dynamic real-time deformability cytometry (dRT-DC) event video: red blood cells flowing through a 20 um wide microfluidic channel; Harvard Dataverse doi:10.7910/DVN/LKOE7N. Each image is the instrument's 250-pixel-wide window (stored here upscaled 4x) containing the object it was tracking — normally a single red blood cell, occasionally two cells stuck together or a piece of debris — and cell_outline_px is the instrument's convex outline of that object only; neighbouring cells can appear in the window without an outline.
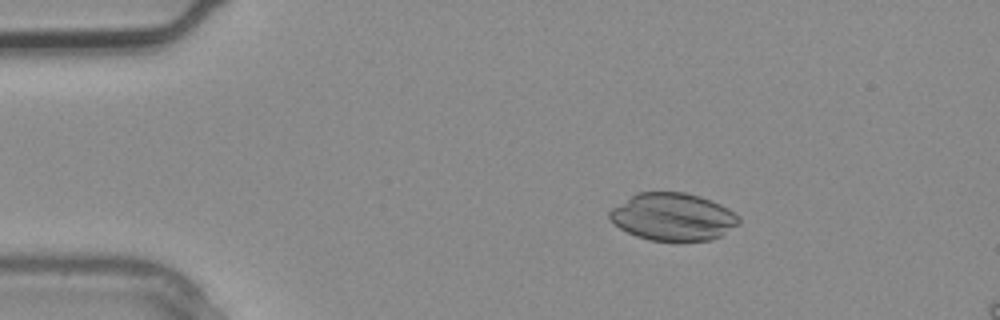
{"species": "common noctule bat (a hibernating species)", "species_latin": "Nyctalus noctula", "temperature_condition": "warm", "stored_images_in_passage": 4, "segment_of_instrument_passage": [1, 2], "camera_frame_rate_fps": 3000, "um_per_image_px": 0.085, "animal": {"sex": "male", "body_mass_g": 20.4}, "frame": {"image": 1, "passage_image": 2, "time_ms": 0.333, "image_size_px": [1000, 320], "cell_outline_px": [[740, 224], [724, 236], [712, 240], [648, 240], [636, 236], [620, 228], [608, 216], [608, 212], [612, 208], [636, 192], [684, 192], [700, 196], [720, 204], [728, 208], [740, 216]], "centroid_in_image_um": [57.25, 18.43], "position_along_channel_um": 27.8, "area_um2": 35.95}}